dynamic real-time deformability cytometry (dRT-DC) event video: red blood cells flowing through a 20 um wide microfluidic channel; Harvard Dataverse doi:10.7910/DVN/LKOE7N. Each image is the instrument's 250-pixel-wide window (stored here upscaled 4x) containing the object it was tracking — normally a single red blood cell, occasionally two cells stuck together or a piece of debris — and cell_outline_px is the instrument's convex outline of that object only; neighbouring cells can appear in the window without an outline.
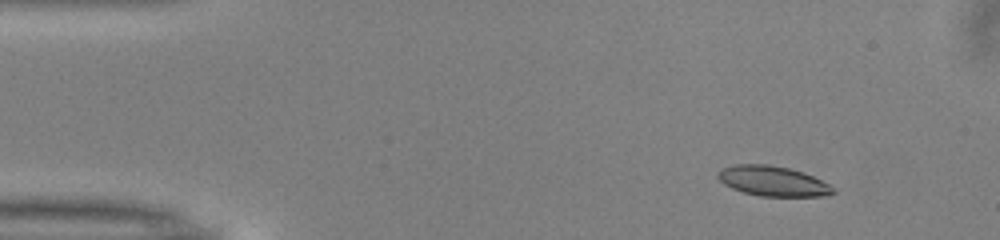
{"species": "common noctule bat (a hibernating species)", "species_latin": "Nyctalus noctula", "temperature_condition": "warm", "stored_images_in_passage": 51, "camera_frame_rate_fps": 3000, "um_per_image_px": 0.085, "animal": {"sex": "male", "body_mass_g": 13.0, "forearm_length_mm": 53.1}, "frame": {"image": 1, "passage_image": 6, "time_ms": 1.667, "image_size_px": [1000, 240], "cell_outline_px": [[836, 192], [828, 196], [760, 196], [744, 192], [732, 188], [724, 184], [716, 176], [720, 168], [736, 164], [768, 164], [788, 168], [804, 172], [836, 188]], "centroid_in_image_um": [65.69, 15.39], "position_along_channel_um": 19.3, "area_um2": 20.23}}
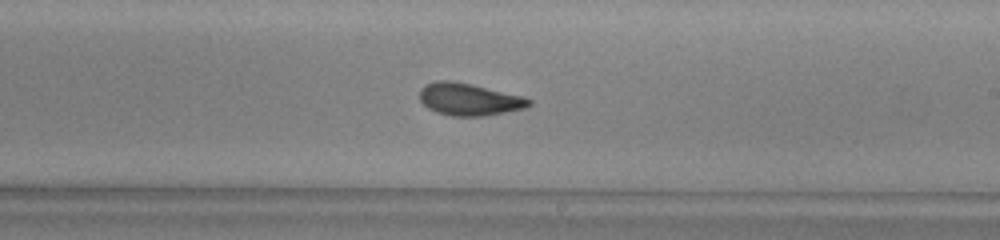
{"frame": {"image": 2, "passage_image": 30, "time_ms": 9.667, "image_size_px": [1000, 240], "cell_outline_px": [[532, 104], [524, 108], [484, 116], [452, 116], [436, 112], [428, 108], [420, 100], [420, 88], [424, 84], [436, 80], [452, 80], [472, 84], [524, 96], [532, 100]], "centroid_in_image_um": [39.86, 8.43], "position_along_channel_um": 249.1, "area_um2": 20.69}}
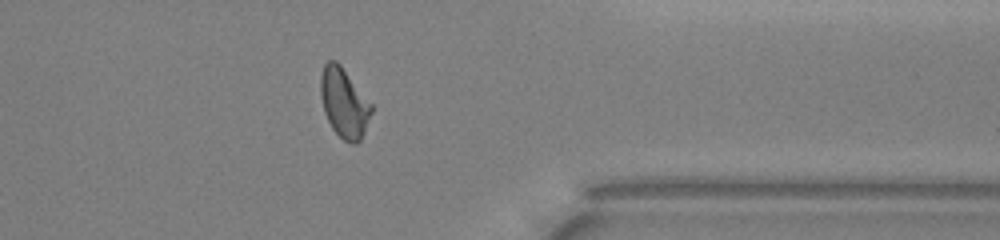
{"frame": {"image": 3, "passage_image": 41, "time_ms": 13.333, "image_size_px": [1000, 240], "cell_outline_px": [[372, 112], [364, 132], [360, 140], [356, 144], [352, 144], [344, 140], [332, 128], [324, 112], [320, 96], [320, 76], [324, 64], [328, 60], [336, 60], [340, 64], [372, 104]], "centroid_in_image_um": [29.23, 8.73], "position_along_channel_um": 382.2, "area_um2": 20.52}, "authors_computed_cell_mechanics": {"area_um2": 20.3456, "velocity_mm_per_s": 3.9927, "shape_relaxation_time_tau1_ms": 4.89, "shape_relaxation_time_tau2_ms": 1.6346, "deformation_change_tau1": 0.1678, "deformation_change_tau2": 0.0709}}